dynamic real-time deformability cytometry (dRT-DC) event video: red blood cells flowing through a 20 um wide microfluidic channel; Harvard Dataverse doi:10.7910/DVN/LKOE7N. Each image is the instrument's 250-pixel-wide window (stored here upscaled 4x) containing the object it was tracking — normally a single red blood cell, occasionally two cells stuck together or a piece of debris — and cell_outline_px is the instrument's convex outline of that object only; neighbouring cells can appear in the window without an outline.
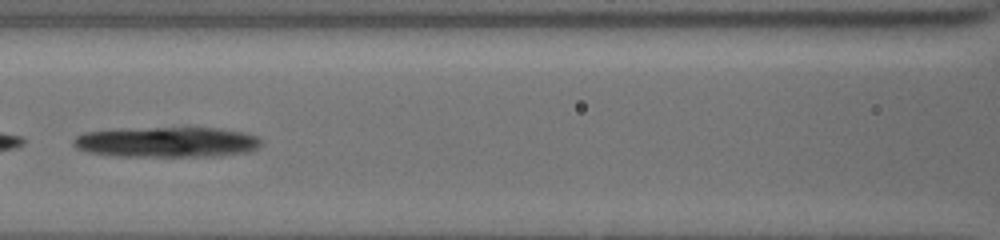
{"species": "common noctule bat (a hibernating species)", "species_latin": "Nyctalus noctula", "temperature_condition": "cold", "stored_images_in_passage": 31, "camera_frame_rate_fps": 3000, "um_per_image_px": 0.085, "animal": {"sex": "female", "body_mass_g": 19.5, "forearm_length_mm": 54.1}, "frame": {"image": 1, "passage_image": 26, "time_ms": 6.333, "image_size_px": [1000, 240], "cell_outline_px": [[260, 144], [256, 148], [248, 152], [220, 156], [112, 156], [88, 152], [76, 148], [72, 144], [72, 140], [76, 136], [84, 132], [152, 128], [216, 128], [240, 132], [256, 136], [260, 140]], "centroid_in_image_um": [14.15, 12.09], "position_along_channel_um": 152.4, "area_um2": 32.89}}